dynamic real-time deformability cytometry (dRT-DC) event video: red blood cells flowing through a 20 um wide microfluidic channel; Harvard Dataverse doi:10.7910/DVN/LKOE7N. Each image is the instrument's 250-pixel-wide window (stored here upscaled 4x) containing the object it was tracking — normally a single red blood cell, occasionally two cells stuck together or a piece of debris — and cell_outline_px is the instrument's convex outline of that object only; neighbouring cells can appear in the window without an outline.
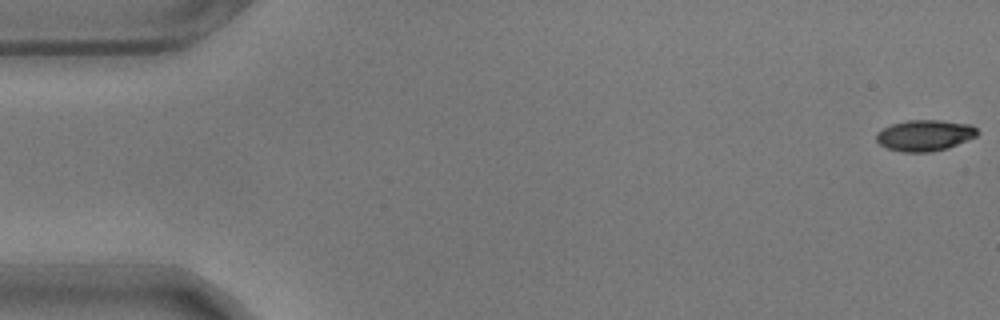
{"species": "common noctule bat (a hibernating species)", "species_latin": "Nyctalus noctula", "temperature_condition": "warm", "stored_images_in_passage": 15, "camera_frame_rate_fps": 3000, "um_per_image_px": 0.085, "animal": {"sex": "male", "body_mass_g": 17.9}, "frame": {"image": 1, "passage_image": 1, "time_ms": 0.0, "image_size_px": [1000, 320], "cell_outline_px": [[980, 132], [976, 136], [948, 148], [932, 152], [900, 152], [888, 148], [880, 144], [876, 140], [876, 132], [892, 124], [908, 120], [940, 120], [972, 124]], "centroid_in_image_um": [78.62, 11.51], "position_along_channel_um": 6.4, "area_um2": 18.38}}
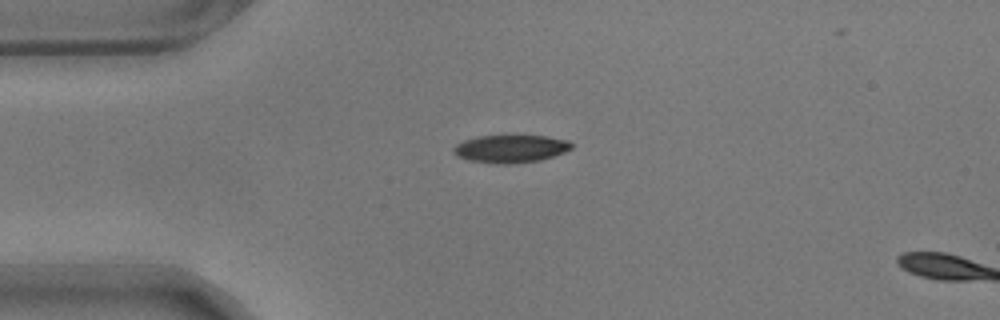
{"frame": {"image": 2, "passage_image": 14, "time_ms": 4.333, "image_size_px": [1000, 320], "cell_outline_px": [[572, 148], [564, 152], [540, 160], [512, 164], [496, 164], [468, 160], [456, 156], [452, 152], [452, 148], [456, 144], [464, 140], [476, 136], [544, 136], [568, 140], [572, 144]], "centroid_in_image_um": [43.35, 12.65], "position_along_channel_um": 41.6, "area_um2": 19.13}}